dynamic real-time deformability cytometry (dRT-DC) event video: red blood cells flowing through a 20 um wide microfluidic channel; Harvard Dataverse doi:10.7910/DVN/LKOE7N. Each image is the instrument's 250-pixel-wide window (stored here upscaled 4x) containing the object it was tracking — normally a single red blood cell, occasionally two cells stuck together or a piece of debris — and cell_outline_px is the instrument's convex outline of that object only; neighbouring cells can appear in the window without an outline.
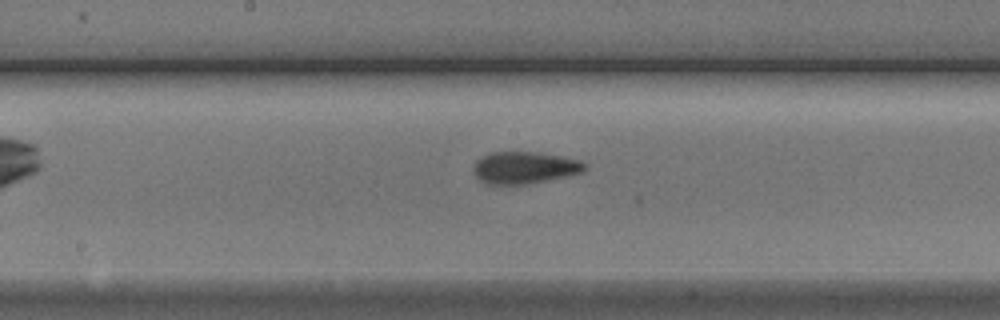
{"species": "Egyptian fruit bat (a non-hibernating species)", "species_latin": "Rousettus aegyptiacus", "temperature_condition": "cold", "stored_images_in_passage": 10, "camera_frame_rate_fps": 3000, "um_per_image_px": 0.085, "animal": {"sex": "male"}, "frame": {"image": 1, "passage_image": 10, "time_ms": 11.333, "image_size_px": [1000, 320], "cell_outline_px": [[588, 168], [584, 172], [568, 176], [524, 184], [488, 184], [480, 180], [476, 176], [472, 168], [476, 160], [492, 152], [540, 152], [580, 160], [588, 164]], "centroid_in_image_um": [44.63, 14.24], "position_along_channel_um": 203.6, "area_um2": 20.81}}